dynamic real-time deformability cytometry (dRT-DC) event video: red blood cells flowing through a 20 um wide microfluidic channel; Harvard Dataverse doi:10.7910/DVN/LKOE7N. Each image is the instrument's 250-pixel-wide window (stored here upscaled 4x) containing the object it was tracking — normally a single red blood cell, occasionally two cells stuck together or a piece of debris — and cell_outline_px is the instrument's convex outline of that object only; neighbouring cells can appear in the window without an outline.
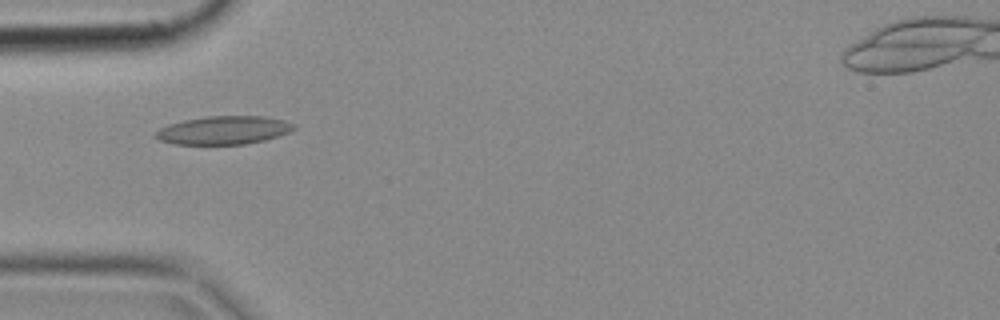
{"species": "common noctule bat (a hibernating species)", "species_latin": "Nyctalus noctula", "temperature_condition": "cold", "stored_images_in_passage": 6, "camera_frame_rate_fps": 3000, "um_per_image_px": 0.085, "animal": {"sex": "female", "body_mass_g": 18.4}, "frame": {"image": 1, "passage_image": 4, "time_ms": 1.0, "image_size_px": [1000, 320], "cell_outline_px": [[296, 128], [288, 132], [264, 140], [244, 144], [172, 144], [160, 140], [156, 136], [156, 132], [160, 128], [168, 124], [184, 120], [208, 116], [264, 116], [284, 120], [296, 124]], "centroid_in_image_um": [19.02, 11.06], "position_along_channel_um": 66.0, "area_um2": 22.66}}
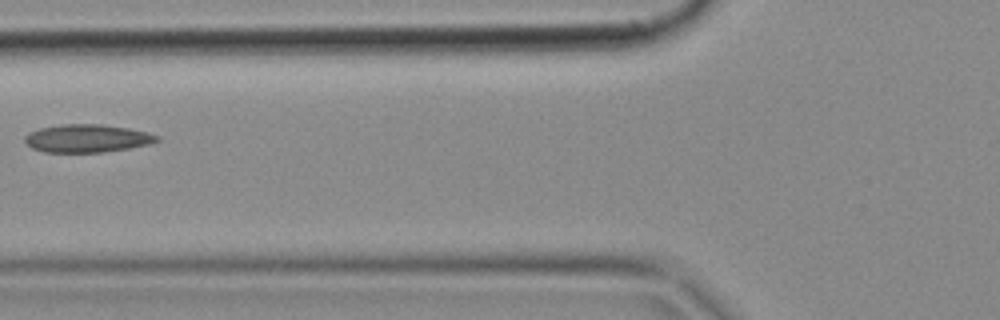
{"frame": {"image": 2, "passage_image": 5, "time_ms": 1.333, "image_size_px": [1000, 320], "cell_outline_px": [[160, 140], [148, 144], [128, 148], [104, 152], [44, 152], [32, 148], [24, 140], [24, 136], [28, 132], [40, 128], [64, 124], [104, 124], [128, 128], [148, 132], [160, 136]], "centroid_in_image_um": [7.41, 11.75], "position_along_channel_um": 118.4, "area_um2": 21.56}}
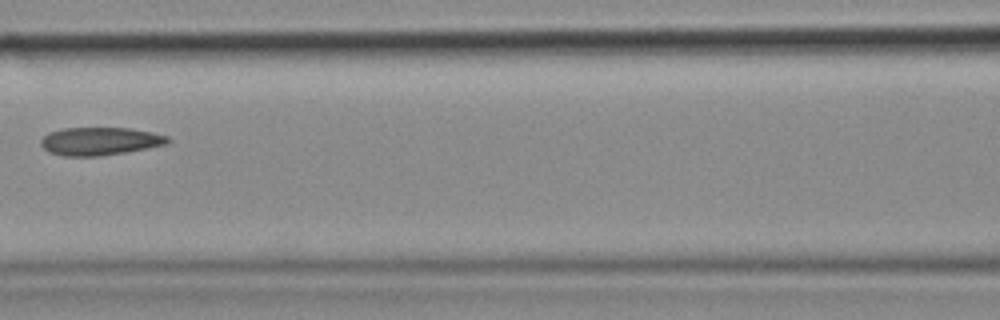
{"frame": {"image": 3, "passage_image": 6, "time_ms": 1.667, "image_size_px": [1000, 320], "cell_outline_px": [[172, 140], [168, 144], [148, 148], [100, 156], [64, 156], [48, 152], [40, 144], [40, 140], [48, 132], [60, 128], [128, 128], [152, 132], [168, 136]], "centroid_in_image_um": [8.49, 12.0], "position_along_channel_um": 158.1, "area_um2": 20.81}}